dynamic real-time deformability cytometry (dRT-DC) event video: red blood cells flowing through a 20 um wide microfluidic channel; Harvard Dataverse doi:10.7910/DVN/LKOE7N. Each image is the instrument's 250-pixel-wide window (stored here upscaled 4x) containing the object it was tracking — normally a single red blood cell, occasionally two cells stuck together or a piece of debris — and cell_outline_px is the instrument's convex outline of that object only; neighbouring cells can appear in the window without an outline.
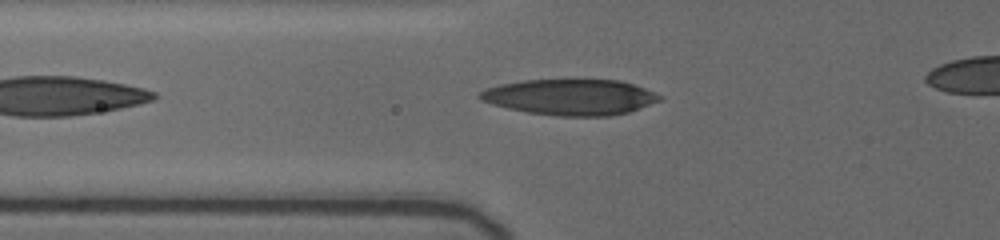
{"species": "human", "species_latin": "Homo sapiens", "temperature_condition": "cold", "stored_images_in_passage": 34, "camera_frame_rate_fps": 3000, "um_per_image_px": 0.085, "donor": {"sex": "female"}, "frame": {"image": 1, "passage_image": 7, "time_ms": 1.667, "image_size_px": [1000, 240], "cell_outline_px": [[664, 96], [660, 100], [628, 112], [608, 116], [560, 116], [528, 112], [508, 108], [484, 100], [476, 96], [480, 92], [488, 88], [500, 84], [524, 80], [572, 76], [620, 80], [644, 88]], "centroid_in_image_um": [48.51, 8.19], "position_along_channel_um": 77.3, "area_um2": 38.44}}
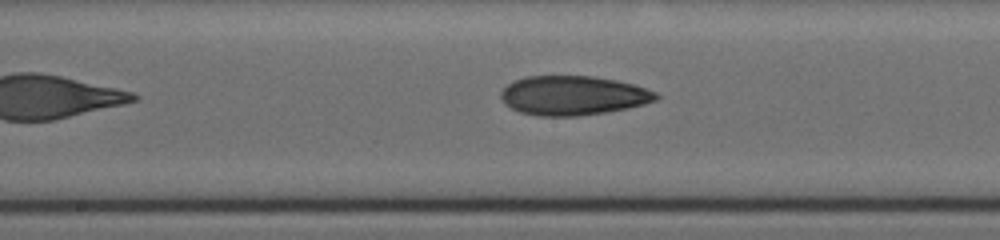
{"frame": {"image": 2, "passage_image": 22, "time_ms": 5.0, "image_size_px": [1000, 240], "cell_outline_px": [[660, 96], [656, 100], [644, 104], [604, 112], [580, 116], [540, 116], [520, 112], [504, 104], [500, 96], [500, 92], [512, 80], [528, 76], [592, 76], [616, 80], [632, 84], [656, 92]], "centroid_in_image_um": [48.67, 8.11], "position_along_channel_um": 199.5, "area_um2": 35.43}}
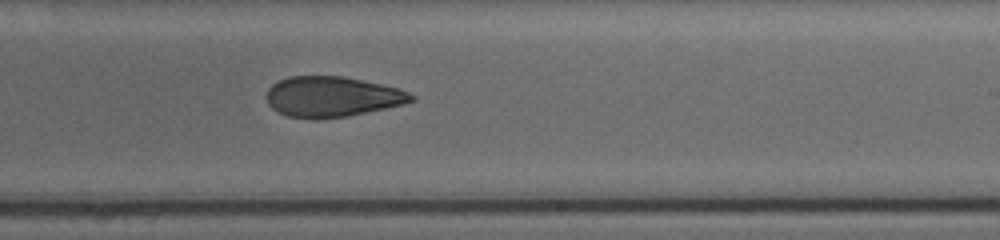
{"frame": {"image": 3, "passage_image": 30, "time_ms": 6.667, "image_size_px": [1000, 240], "cell_outline_px": [[416, 100], [404, 104], [344, 116], [316, 120], [288, 116], [272, 108], [268, 104], [268, 88], [272, 84], [288, 76], [340, 76], [400, 88], [416, 96]], "centroid_in_image_um": [28.23, 8.22], "position_along_channel_um": 260.8, "area_um2": 33.81}}